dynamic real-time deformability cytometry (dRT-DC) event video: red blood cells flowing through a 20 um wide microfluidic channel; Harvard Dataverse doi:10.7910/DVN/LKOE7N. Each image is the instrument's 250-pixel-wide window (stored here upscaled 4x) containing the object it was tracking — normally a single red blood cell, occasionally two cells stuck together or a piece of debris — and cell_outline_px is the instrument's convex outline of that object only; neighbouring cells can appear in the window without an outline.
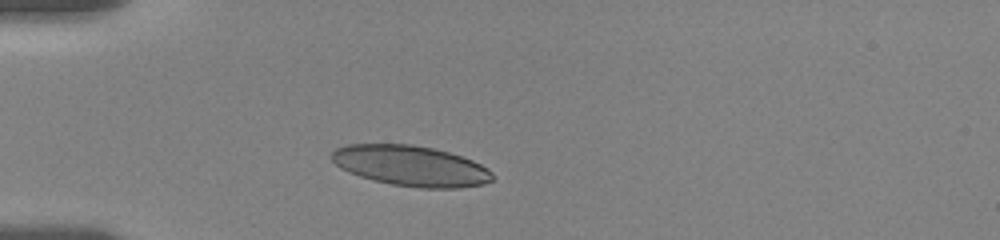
{"species": "human", "species_latin": "Homo sapiens", "temperature_condition": "room temperature", "stored_images_in_passage": 10, "camera_frame_rate_fps": 3000, "um_per_image_px": 0.085, "donor": {"sex": "female"}, "frame": {"image": 1, "passage_image": 4, "time_ms": 2.0, "image_size_px": [1000, 240], "cell_outline_px": [[496, 176], [492, 180], [484, 184], [460, 188], [420, 188], [392, 184], [372, 180], [348, 172], [340, 168], [332, 160], [332, 152], [336, 148], [348, 144], [412, 144], [432, 148], [448, 152], [472, 160], [488, 168]], "centroid_in_image_um": [34.94, 14.1], "position_along_channel_um": 50.1, "area_um2": 38.03}}
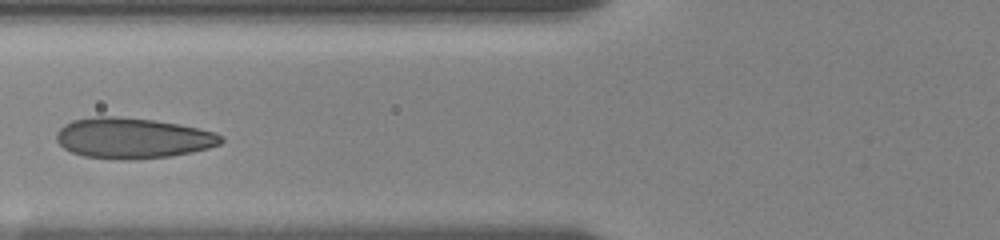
{"frame": {"image": 2, "passage_image": 9, "time_ms": 4.333, "image_size_px": [1000, 240], "cell_outline_px": [[224, 140], [220, 144], [208, 148], [192, 152], [172, 156], [136, 160], [120, 160], [84, 156], [72, 152], [64, 148], [56, 140], [56, 132], [64, 124], [72, 120], [96, 116], [120, 116], [156, 120], [180, 124], [216, 132], [224, 136]], "centroid_in_image_um": [11.3, 11.74], "position_along_channel_um": 114.5, "area_um2": 39.48}}